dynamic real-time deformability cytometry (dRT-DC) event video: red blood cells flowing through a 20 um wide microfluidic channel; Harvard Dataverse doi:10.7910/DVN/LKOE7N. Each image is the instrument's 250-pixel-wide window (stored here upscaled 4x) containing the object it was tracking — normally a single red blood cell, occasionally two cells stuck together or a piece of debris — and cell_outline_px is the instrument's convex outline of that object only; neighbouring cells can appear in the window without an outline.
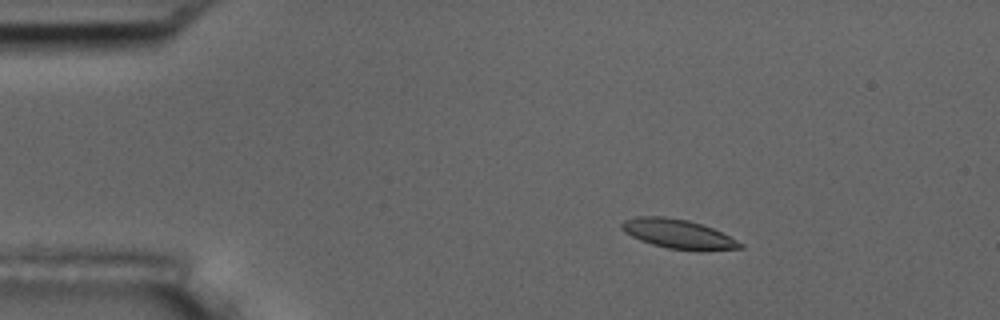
{"species": "common noctule bat (a hibernating species)", "species_latin": "Nyctalus noctula", "temperature_condition": "room temperature", "stored_images_in_passage": 4, "camera_frame_rate_fps": 3000, "um_per_image_px": 0.085, "animal": {"sex": "male", "body_mass_g": 17.5, "forearm_length_mm": 52.3}, "frame": {"image": 1, "passage_image": 2, "time_ms": 2.0, "image_size_px": [1000, 320], "cell_outline_px": [[744, 248], [668, 248], [652, 244], [640, 240], [624, 232], [620, 228], [620, 224], [624, 220], [636, 216], [664, 216], [688, 220], [712, 228], [744, 244]], "centroid_in_image_um": [57.52, 19.83], "position_along_channel_um": 27.5, "area_um2": 19.31}}